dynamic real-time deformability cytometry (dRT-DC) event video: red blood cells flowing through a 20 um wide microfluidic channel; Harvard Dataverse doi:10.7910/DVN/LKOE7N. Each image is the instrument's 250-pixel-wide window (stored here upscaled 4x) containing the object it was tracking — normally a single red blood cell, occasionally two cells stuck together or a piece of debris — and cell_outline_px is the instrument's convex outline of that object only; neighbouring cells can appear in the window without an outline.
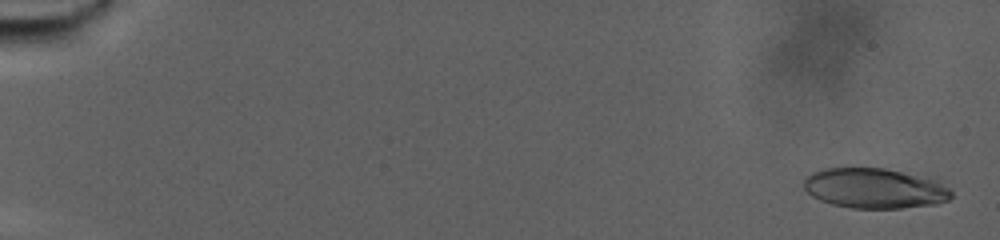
{"species": "human", "species_latin": "Homo sapiens", "temperature_condition": "warm", "stored_images_in_passage": 75, "camera_frame_rate_fps": 3000, "um_per_image_px": 0.085, "donor": {"sex": "male"}, "frame": {"image": 1, "passage_image": 3, "time_ms": 0.667, "image_size_px": [1000, 240], "cell_outline_px": [[952, 196], [948, 200], [936, 204], [900, 208], [852, 208], [832, 204], [820, 200], [812, 196], [804, 188], [804, 180], [812, 172], [820, 168], [884, 168], [936, 180], [948, 188], [952, 192]], "centroid_in_image_um": [74.32, 16.01], "position_along_channel_um": 10.7, "area_um2": 34.28}}
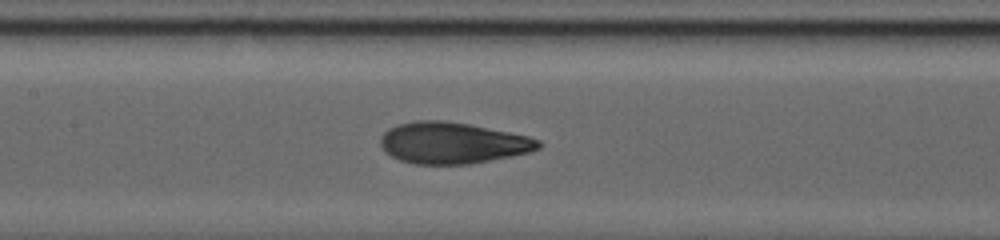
{"frame": {"image": 2, "passage_image": 44, "time_ms": 14.333, "image_size_px": [1000, 240], "cell_outline_px": [[544, 144], [540, 148], [528, 152], [512, 156], [468, 164], [412, 164], [400, 160], [384, 152], [380, 144], [380, 136], [388, 128], [396, 124], [416, 120], [444, 120], [468, 124], [528, 136], [540, 140]], "centroid_in_image_um": [38.43, 12.14], "position_along_channel_um": 169.0, "area_um2": 38.21}}
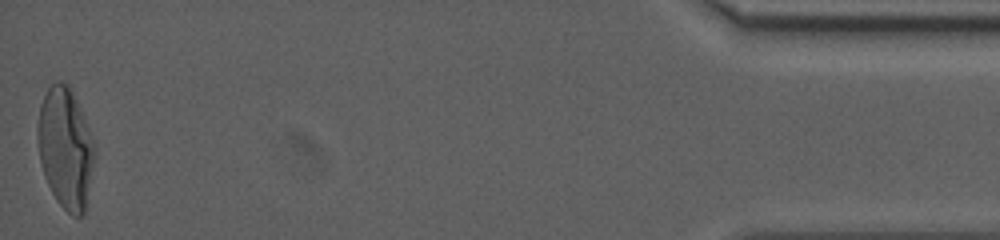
{"frame": {"image": 3, "passage_image": 75, "time_ms": 24.667, "image_size_px": [1000, 240], "cell_outline_px": [[92, 160], [84, 212], [80, 216], [72, 216], [56, 200], [44, 176], [40, 164], [36, 136], [36, 124], [40, 104], [48, 88], [56, 80], [60, 80], [68, 84], [72, 92], [88, 128], [92, 140]], "centroid_in_image_um": [5.48, 12.54], "position_along_channel_um": 429.7, "area_um2": 39.13}, "authors_computed_cell_mechanics": {"area_um2": 36.5296, "velocity_mm_per_s": 2.5842, "shape_relaxation_time_tau1_ms": null, "shape_relaxation_time_tau2_ms": 1.2389, "deformation_change_tau1": null, "deformation_change_tau2": 0.0743}}